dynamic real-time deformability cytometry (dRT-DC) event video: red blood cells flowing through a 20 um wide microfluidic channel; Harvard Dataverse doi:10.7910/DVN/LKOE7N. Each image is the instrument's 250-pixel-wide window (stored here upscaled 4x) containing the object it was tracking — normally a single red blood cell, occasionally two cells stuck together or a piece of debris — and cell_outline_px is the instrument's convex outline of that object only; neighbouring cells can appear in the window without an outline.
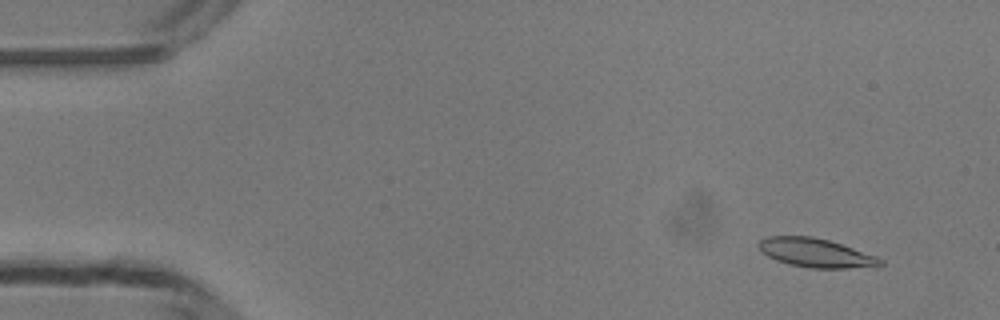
{"species": "common noctule bat (a hibernating species)", "species_latin": "Nyctalus noctula", "temperature_condition": "room temperature", "stored_images_in_passage": 49, "camera_frame_rate_fps": 3000, "um_per_image_px": 0.085, "animal": {"sex": "male", "body_mass_g": 13.3}, "frame": {"image": 1, "passage_image": 4, "time_ms": 1.0, "image_size_px": [1000, 320], "cell_outline_px": [[884, 264], [876, 268], [812, 268], [788, 264], [776, 260], [760, 252], [760, 240], [768, 236], [812, 236], [828, 240], [876, 256], [884, 260]], "centroid_in_image_um": [69.39, 21.51], "position_along_channel_um": 15.6, "area_um2": 20.52}}
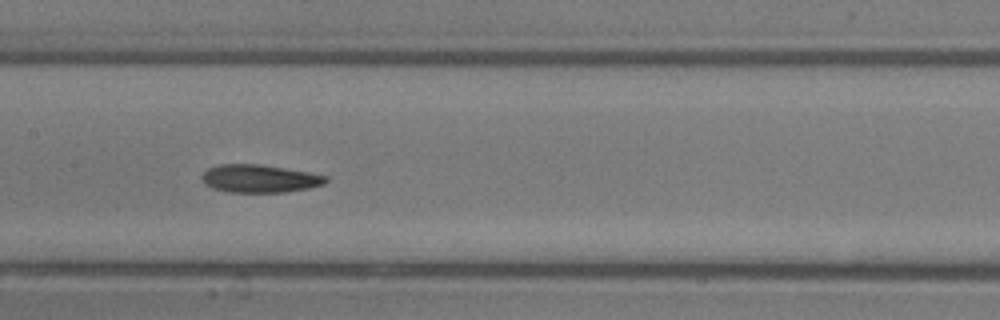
{"frame": {"image": 2, "passage_image": 24, "time_ms": 7.667, "image_size_px": [1000, 320], "cell_outline_px": [[328, 180], [324, 184], [308, 188], [284, 192], [228, 192], [212, 188], [204, 184], [200, 180], [200, 176], [208, 168], [220, 164], [260, 164], [308, 172], [328, 176]], "centroid_in_image_um": [22.02, 15.18], "position_along_channel_um": 185.4, "area_um2": 20.23}}
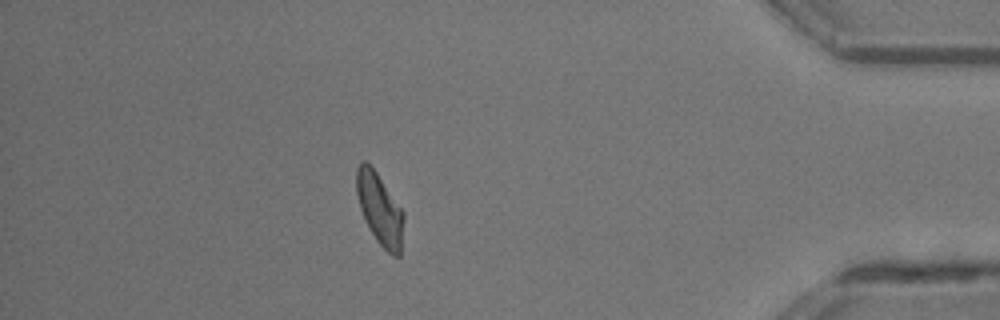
{"frame": {"image": 3, "passage_image": 43, "time_ms": 14.0, "image_size_px": [1000, 320], "cell_outline_px": [[404, 220], [400, 256], [392, 256], [376, 240], [360, 208], [356, 192], [356, 168], [364, 160], [376, 172], [404, 212]], "centroid_in_image_um": [32.29, 17.78], "position_along_channel_um": 402.9, "area_um2": 19.31}, "authors_computed_cell_mechanics": {"area_um2": 20.23, "velocity_mm_per_s": 4.1813, "shape_relaxation_time_tau1_ms": 7.6085, "shape_relaxation_time_tau2_ms": 7.0622, "deformation_change_tau1": 0.2261, "deformation_change_tau2": 0.1446}}